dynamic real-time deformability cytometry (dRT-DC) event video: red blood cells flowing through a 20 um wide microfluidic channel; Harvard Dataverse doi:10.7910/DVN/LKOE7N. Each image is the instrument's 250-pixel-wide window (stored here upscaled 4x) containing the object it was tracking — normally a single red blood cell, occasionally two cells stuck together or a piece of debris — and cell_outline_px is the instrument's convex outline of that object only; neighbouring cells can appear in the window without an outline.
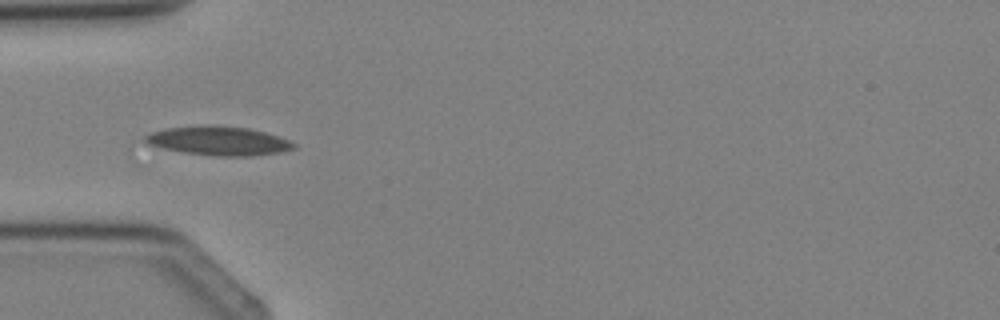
{"species": "Egyptian fruit bat (a non-hibernating species)", "species_latin": "Rousettus aegyptiacus", "temperature_condition": "cold", "stored_images_in_passage": 2, "camera_frame_rate_fps": 3000, "um_per_image_px": 0.085, "animal": {"sex": "female"}, "frame": {"image": 1, "passage_image": 2, "time_ms": 1.0, "image_size_px": [1000, 320], "cell_outline_px": [[296, 148], [280, 152], [248, 156], [216, 156], [184, 152], [164, 148], [148, 144], [144, 140], [144, 136], [152, 132], [164, 128], [200, 124], [216, 124], [248, 128], [264, 132], [288, 140], [296, 144]], "centroid_in_image_um": [18.55, 11.95], "position_along_channel_um": 66.4, "area_um2": 25.2}}